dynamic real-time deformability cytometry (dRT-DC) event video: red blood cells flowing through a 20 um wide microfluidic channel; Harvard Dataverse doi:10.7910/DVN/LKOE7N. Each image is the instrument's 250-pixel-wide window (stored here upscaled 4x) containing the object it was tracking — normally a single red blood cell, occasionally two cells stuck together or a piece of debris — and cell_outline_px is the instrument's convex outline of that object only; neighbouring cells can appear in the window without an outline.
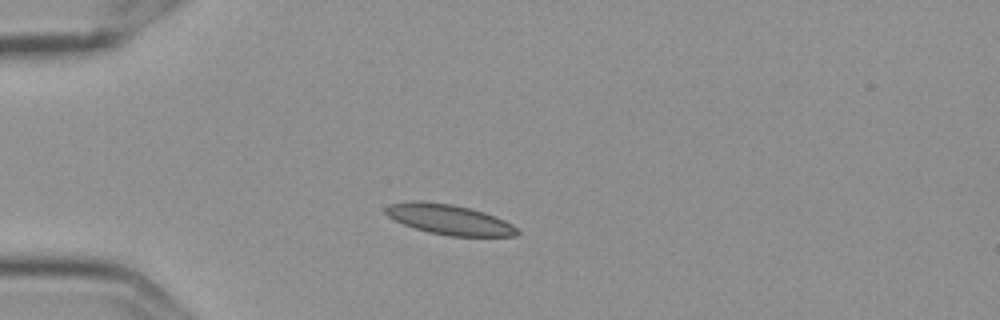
{"species": "Egyptian fruit bat (a non-hibernating species)", "species_latin": "Rousettus aegyptiacus", "temperature_condition": "cold", "stored_images_in_passage": 43, "camera_frame_rate_fps": 3000, "um_per_image_px": 0.085, "frame": {"image": 1, "passage_image": 1, "time_ms": 0.0, "image_size_px": [1000, 320], "cell_outline_px": [[520, 232], [516, 236], [452, 236], [428, 232], [404, 224], [388, 216], [384, 212], [384, 208], [388, 204], [412, 200], [420, 200], [452, 204], [484, 212], [504, 220], [512, 224]], "centroid_in_image_um": [38.16, 18.64], "position_along_channel_um": 46.8, "area_um2": 23.06}}
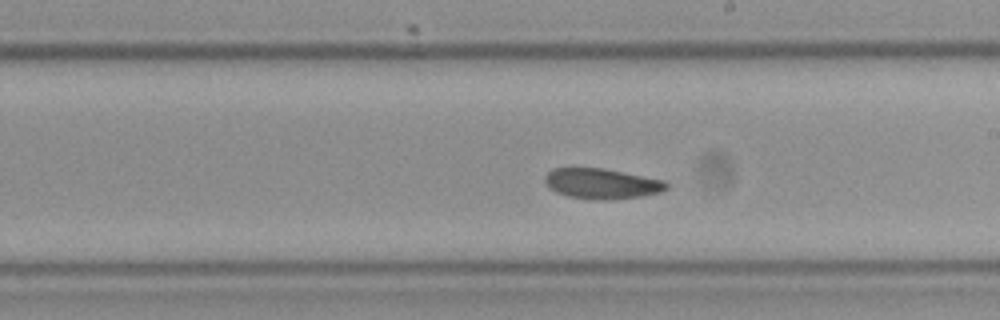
{"frame": {"image": 2, "passage_image": 19, "time_ms": 6.0, "image_size_px": [1000, 320], "cell_outline_px": [[668, 188], [660, 192], [640, 196], [604, 200], [592, 200], [568, 196], [556, 192], [548, 188], [544, 180], [544, 176], [552, 168], [604, 168], [664, 180], [668, 184]], "centroid_in_image_um": [51.11, 15.6], "position_along_channel_um": 237.9, "area_um2": 21.56}}
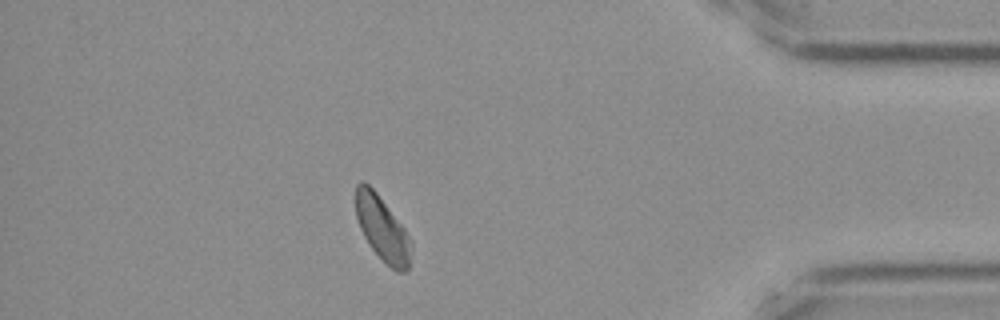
{"frame": {"image": 3, "passage_image": 36, "time_ms": 11.667, "image_size_px": [1000, 320], "cell_outline_px": [[412, 244], [408, 272], [396, 272], [372, 248], [364, 236], [360, 228], [356, 216], [356, 184], [360, 180], [364, 180], [376, 192], [404, 228], [412, 240]], "centroid_in_image_um": [32.51, 19.43], "position_along_channel_um": 402.7, "area_um2": 20.63}}